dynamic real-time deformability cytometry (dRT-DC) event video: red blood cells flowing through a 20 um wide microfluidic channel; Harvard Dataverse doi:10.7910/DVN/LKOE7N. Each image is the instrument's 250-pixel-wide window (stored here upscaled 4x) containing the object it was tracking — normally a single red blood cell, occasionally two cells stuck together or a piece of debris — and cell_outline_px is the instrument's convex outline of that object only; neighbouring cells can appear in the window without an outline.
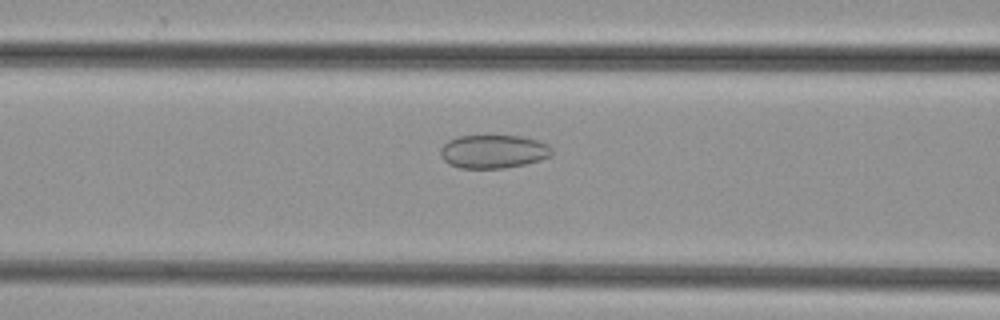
{"species": "common noctule bat (a hibernating species)", "species_latin": "Nyctalus noctula", "temperature_condition": "cold", "stored_images_in_passage": 20, "camera_frame_rate_fps": 3000, "um_per_image_px": 0.085, "animal": {"sex": "female", "body_mass_g": 29.2, "forearm_length_mm": 56.3}, "frame": {"image": 1, "passage_image": 15, "time_ms": 4.667, "image_size_px": [1000, 320], "cell_outline_px": [[552, 156], [540, 160], [524, 164], [504, 168], [460, 168], [448, 164], [440, 156], [440, 148], [448, 140], [460, 136], [520, 136], [536, 140], [548, 144], [552, 148]], "centroid_in_image_um": [41.93, 12.88], "position_along_channel_um": 124.7, "area_um2": 21.73}}
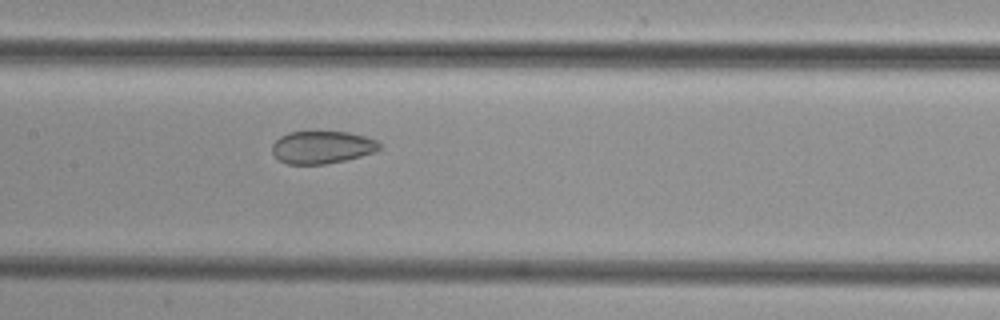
{"frame": {"image": 2, "passage_image": 19, "time_ms": 6.0, "image_size_px": [1000, 320], "cell_outline_px": [[380, 148], [376, 152], [344, 160], [324, 164], [288, 164], [280, 160], [272, 152], [272, 144], [280, 136], [288, 132], [348, 132], [364, 136], [376, 140], [380, 144]], "centroid_in_image_um": [27.37, 12.51], "position_along_channel_um": 180.0, "area_um2": 20.23}}